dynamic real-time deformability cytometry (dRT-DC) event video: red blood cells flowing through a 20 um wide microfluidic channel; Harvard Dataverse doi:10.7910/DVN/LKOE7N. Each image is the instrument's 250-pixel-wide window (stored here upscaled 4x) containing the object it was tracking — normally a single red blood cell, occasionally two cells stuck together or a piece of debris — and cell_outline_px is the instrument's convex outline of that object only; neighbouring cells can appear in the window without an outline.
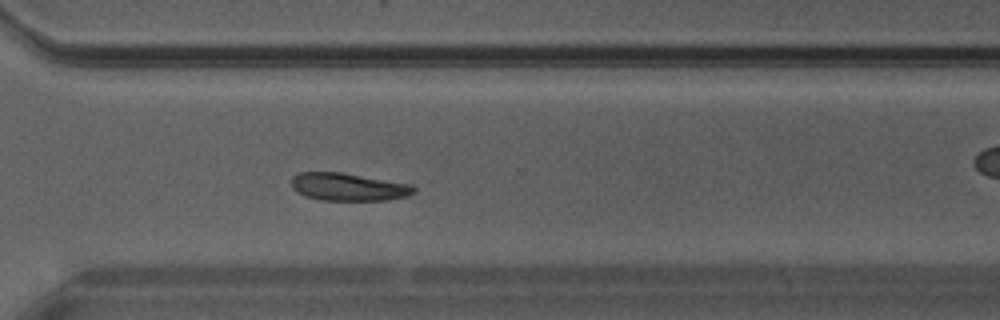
{"species": "Egyptian fruit bat (a non-hibernating species)", "species_latin": "Rousettus aegyptiacus", "temperature_condition": "warm", "stored_images_in_passage": 32, "camera_frame_rate_fps": 3000, "um_per_image_px": 0.085, "animal": {"sex": "male"}, "frame": {"image": 1, "passage_image": 22, "time_ms": 7.0, "image_size_px": [1000, 320], "cell_outline_px": [[416, 192], [408, 196], [384, 200], [320, 200], [304, 196], [296, 192], [292, 188], [292, 176], [300, 172], [340, 172], [412, 184], [416, 188]], "centroid_in_image_um": [29.61, 15.89], "position_along_channel_um": 341.0, "area_um2": 19.88}}